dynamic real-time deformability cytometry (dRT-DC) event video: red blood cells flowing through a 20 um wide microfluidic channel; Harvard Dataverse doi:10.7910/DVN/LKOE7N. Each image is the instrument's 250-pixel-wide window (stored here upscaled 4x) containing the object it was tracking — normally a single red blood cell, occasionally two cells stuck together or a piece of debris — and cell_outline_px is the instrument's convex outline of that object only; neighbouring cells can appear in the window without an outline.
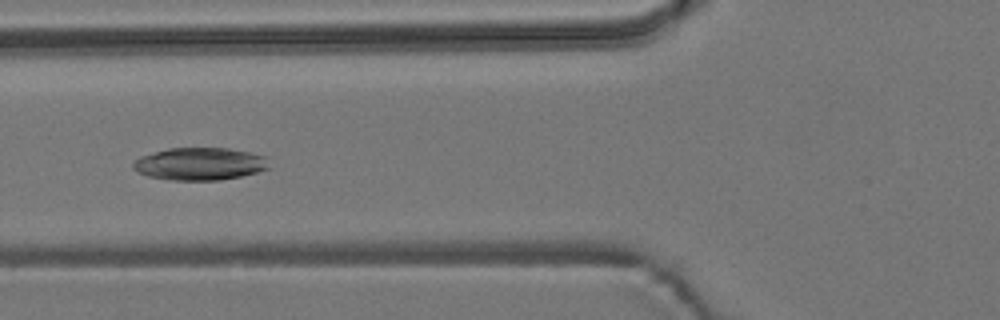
{"species": "common noctule bat (a hibernating species)", "species_latin": "Nyctalus noctula", "temperature_condition": "room temperature", "stored_images_in_passage": 7, "camera_frame_rate_fps": 3000, "um_per_image_px": 0.085, "animal": {"sex": "male", "body_mass_g": 19.2, "forearm_length_mm": 51.8}, "frame": {"image": 1, "passage_image": 3, "time_ms": 2.333, "image_size_px": [1000, 320], "cell_outline_px": [[272, 168], [240, 176], [220, 180], [172, 180], [148, 176], [136, 172], [132, 168], [132, 164], [140, 156], [168, 148], [228, 148], [248, 152], [264, 156]], "centroid_in_image_um": [16.97, 13.93], "position_along_channel_um": 108.8, "area_um2": 25.78}}
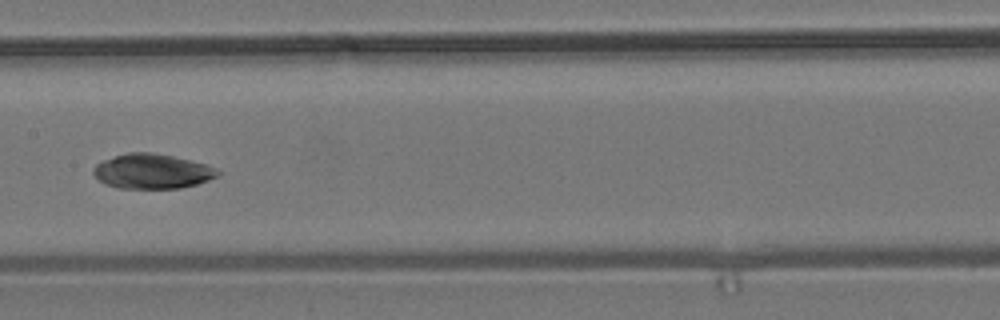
{"frame": {"image": 2, "passage_image": 5, "time_ms": 4.667, "image_size_px": [1000, 320], "cell_outline_px": [[220, 176], [196, 184], [180, 188], [120, 188], [104, 184], [92, 172], [92, 168], [96, 164], [104, 160], [128, 152], [148, 152], [172, 156], [204, 164], [216, 168], [220, 172]], "centroid_in_image_um": [12.93, 14.57], "position_along_channel_um": 194.5, "area_um2": 24.97}}
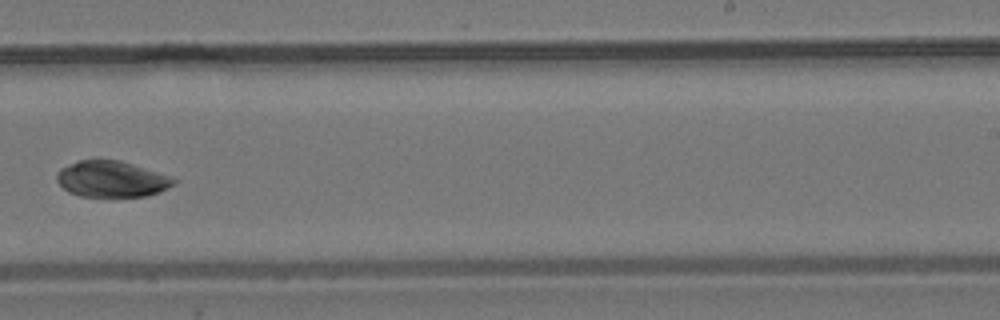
{"frame": {"image": 3, "passage_image": 7, "time_ms": 7.0, "image_size_px": [1000, 320], "cell_outline_px": [[180, 180], [176, 184], [160, 192], [148, 196], [112, 200], [108, 200], [80, 196], [68, 192], [56, 180], [56, 172], [60, 168], [80, 160], [120, 160], [172, 176]], "centroid_in_image_um": [9.54, 15.28], "position_along_channel_um": 279.5, "area_um2": 25.84}}